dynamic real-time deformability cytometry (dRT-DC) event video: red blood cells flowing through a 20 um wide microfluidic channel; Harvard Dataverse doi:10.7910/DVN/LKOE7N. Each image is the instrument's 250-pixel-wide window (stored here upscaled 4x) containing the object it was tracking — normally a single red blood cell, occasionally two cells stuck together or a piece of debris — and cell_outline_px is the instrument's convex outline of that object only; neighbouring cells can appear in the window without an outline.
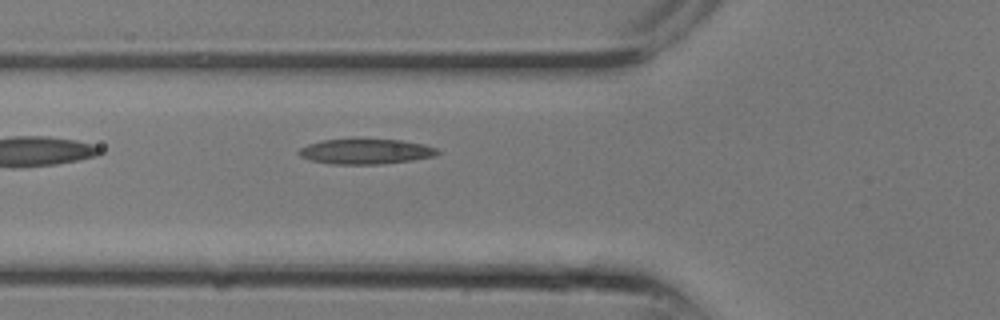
{"species": "common noctule bat (a hibernating species)", "species_latin": "Nyctalus noctula", "temperature_condition": "room temperature", "stored_images_in_passage": 4, "camera_frame_rate_fps": 3000, "um_per_image_px": 0.085, "animal": {"sex": "male", "body_mass_g": 13.3}, "frame": {"image": 1, "passage_image": 4, "time_ms": 1.0, "image_size_px": [1000, 320], "cell_outline_px": [[440, 152], [432, 156], [412, 160], [380, 164], [332, 164], [308, 160], [300, 156], [296, 152], [300, 148], [308, 144], [324, 140], [356, 136], [360, 136], [400, 140], [424, 144], [436, 148]], "centroid_in_image_um": [31.02, 12.83], "position_along_channel_um": 94.8, "area_um2": 21.21}}